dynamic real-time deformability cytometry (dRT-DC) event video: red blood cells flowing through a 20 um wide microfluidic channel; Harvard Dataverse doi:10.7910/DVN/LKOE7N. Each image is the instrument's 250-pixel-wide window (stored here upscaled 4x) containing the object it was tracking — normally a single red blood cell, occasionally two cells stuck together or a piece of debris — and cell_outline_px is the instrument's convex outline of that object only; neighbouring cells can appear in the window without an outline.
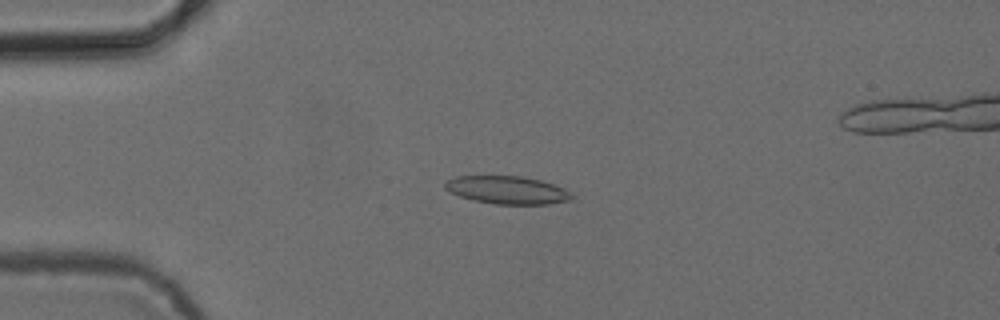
{"species": "common noctule bat (a hibernating species)", "species_latin": "Nyctalus noctula", "temperature_condition": "cold", "stored_images_in_passage": 53, "camera_frame_rate_fps": 3000, "um_per_image_px": 0.085, "animal": {"sex": "female", "body_mass_g": 24.6, "forearm_length_mm": 56.2}, "frame": {"image": 1, "passage_image": 13, "time_ms": 4.0, "image_size_px": [1000, 320], "cell_outline_px": [[572, 200], [548, 204], [496, 204], [472, 200], [460, 196], [444, 188], [444, 184], [448, 180], [456, 176], [520, 176], [540, 180], [564, 188], [572, 196]], "centroid_in_image_um": [43.1, 16.15], "position_along_channel_um": 41.9, "area_um2": 20.4}}
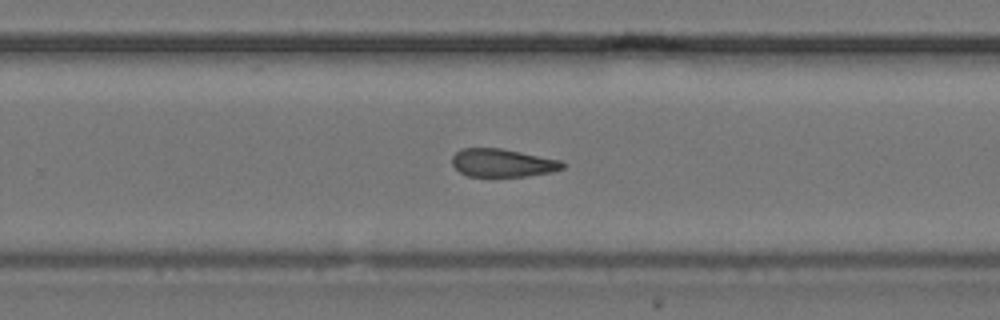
{"frame": {"image": 2, "passage_image": 34, "time_ms": 11.0, "image_size_px": [1000, 320], "cell_outline_px": [[564, 168], [552, 172], [528, 176], [468, 176], [460, 172], [452, 164], [452, 156], [456, 152], [464, 148], [500, 148], [560, 160], [564, 164]], "centroid_in_image_um": [42.71, 13.85], "position_along_channel_um": 287.1, "area_um2": 17.92}}
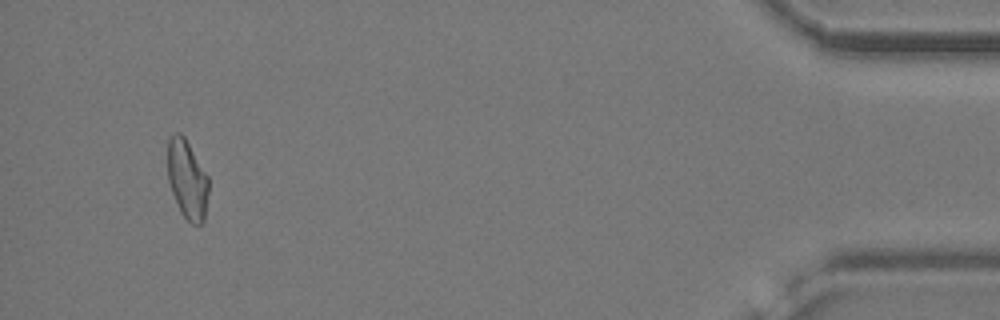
{"frame": {"image": 3, "passage_image": 50, "time_ms": 16.333, "image_size_px": [1000, 320], "cell_outline_px": [[208, 192], [204, 224], [192, 224], [180, 212], [172, 192], [168, 180], [168, 140], [176, 132], [180, 132], [184, 136], [208, 176]], "centroid_in_image_um": [15.92, 15.27], "position_along_channel_um": 419.3, "area_um2": 18.79}, "authors_computed_cell_mechanics": {"area_um2": 19.2474, "velocity_mm_per_s": 3.8942, "shape_relaxation_time_tau1_ms": null, "shape_relaxation_time_tau2_ms": 5.5022, "deformation_change_tau1": null, "deformation_change_tau2": 0.1573}}